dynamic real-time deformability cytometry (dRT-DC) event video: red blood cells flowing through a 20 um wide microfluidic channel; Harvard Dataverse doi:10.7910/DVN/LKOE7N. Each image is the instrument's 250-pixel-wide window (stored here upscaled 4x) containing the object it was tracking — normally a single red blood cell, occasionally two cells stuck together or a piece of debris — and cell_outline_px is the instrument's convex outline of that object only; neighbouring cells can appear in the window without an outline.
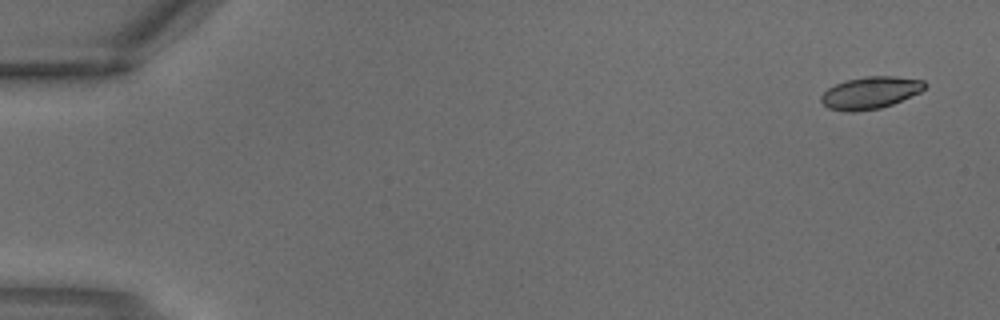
{"species": "common noctule bat (a hibernating species)", "species_latin": "Nyctalus noctula", "temperature_condition": "warm", "stored_images_in_passage": 4, "segment_of_instrument_passage": [1, 2], "camera_frame_rate_fps": 3000, "um_per_image_px": 0.085, "animal": {"sex": "male", "body_mass_g": 18.8}, "frame": {"image": 1, "passage_image": 1, "time_ms": 0.0, "image_size_px": [1000, 320], "cell_outline_px": [[928, 84], [920, 92], [892, 104], [880, 108], [852, 112], [828, 108], [820, 100], [820, 96], [828, 88], [836, 84], [848, 80], [864, 76], [896, 76], [924, 80]], "centroid_in_image_um": [73.99, 7.87], "position_along_channel_um": 11.0, "area_um2": 19.31}}
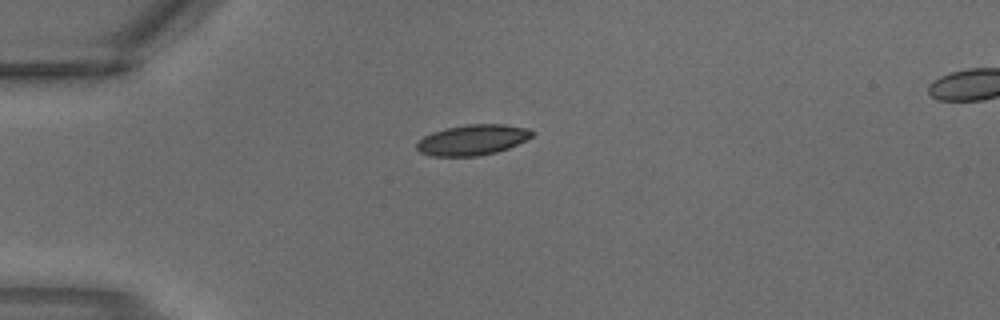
{"frame": {"image": 2, "passage_image": 3, "time_ms": 0.667, "image_size_px": [1000, 320], "cell_outline_px": [[536, 132], [532, 136], [508, 148], [496, 152], [480, 156], [432, 156], [420, 152], [416, 148], [416, 144], [424, 136], [432, 132], [444, 128], [468, 124], [504, 124], [528, 128]], "centroid_in_image_um": [40.16, 11.88], "position_along_channel_um": 44.8, "area_um2": 20.52}}